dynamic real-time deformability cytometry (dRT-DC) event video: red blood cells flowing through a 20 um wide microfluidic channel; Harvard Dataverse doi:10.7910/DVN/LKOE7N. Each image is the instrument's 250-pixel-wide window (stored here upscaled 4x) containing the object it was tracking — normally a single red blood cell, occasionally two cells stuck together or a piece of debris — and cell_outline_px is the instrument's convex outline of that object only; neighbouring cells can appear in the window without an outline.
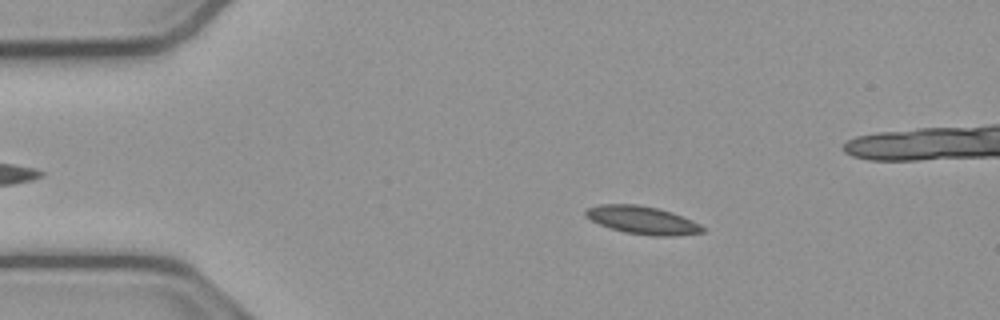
{"species": "common noctule bat (a hibernating species)", "species_latin": "Nyctalus noctula", "temperature_condition": "cold", "stored_images_in_passage": 46, "camera_frame_rate_fps": 3000, "um_per_image_px": 0.085, "animal": {"sex": "male", "body_mass_g": 23.1, "forearm_length_mm": 52.7}, "frame": {"image": 1, "passage_image": 10, "time_ms": 3.0, "image_size_px": [1000, 320], "cell_outline_px": [[704, 232], [672, 236], [652, 236], [624, 232], [600, 224], [584, 216], [584, 212], [588, 208], [600, 204], [636, 204], [660, 208], [672, 212], [700, 224], [704, 228]], "centroid_in_image_um": [54.6, 18.7], "position_along_channel_um": 30.4, "area_um2": 18.96}}
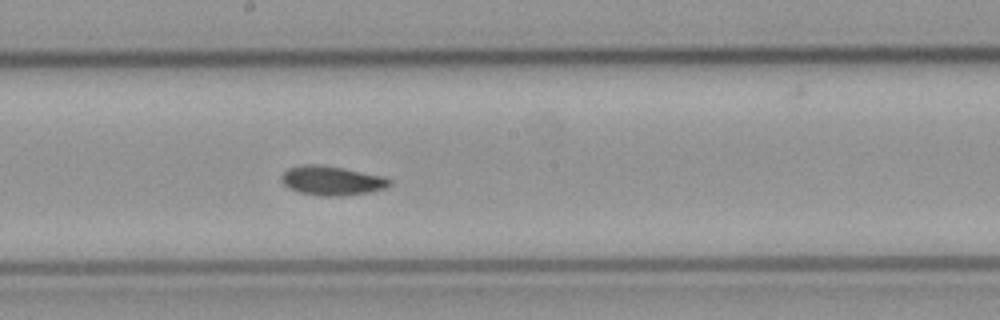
{"frame": {"image": 2, "passage_image": 29, "time_ms": 9.333, "image_size_px": [1000, 320], "cell_outline_px": [[392, 184], [384, 188], [372, 192], [340, 196], [316, 196], [296, 192], [288, 188], [280, 180], [280, 176], [288, 168], [304, 164], [316, 164], [344, 168], [384, 176], [392, 180]], "centroid_in_image_um": [28.19, 15.36], "position_along_channel_um": 220.0, "area_um2": 18.79}}
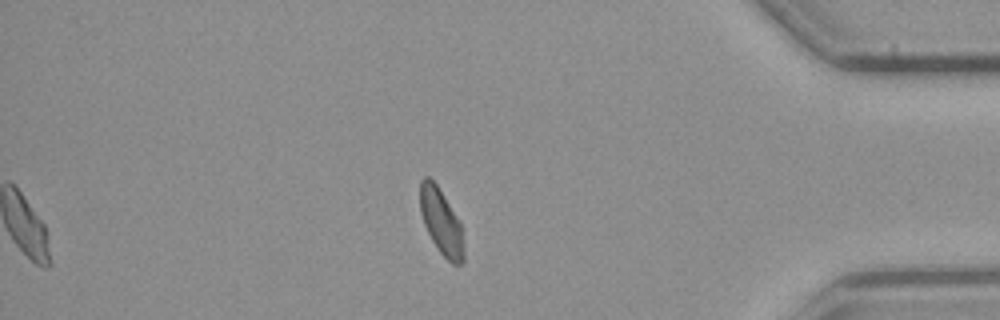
{"frame": {"image": 3, "passage_image": 46, "time_ms": 15.0, "image_size_px": [1000, 320], "cell_outline_px": [[464, 260], [460, 264], [452, 264], [440, 252], [432, 240], [424, 224], [420, 212], [420, 180], [424, 176], [428, 176], [436, 184], [460, 224], [464, 252]], "centroid_in_image_um": [37.47, 18.86], "position_along_channel_um": 397.7, "area_um2": 16.24}}